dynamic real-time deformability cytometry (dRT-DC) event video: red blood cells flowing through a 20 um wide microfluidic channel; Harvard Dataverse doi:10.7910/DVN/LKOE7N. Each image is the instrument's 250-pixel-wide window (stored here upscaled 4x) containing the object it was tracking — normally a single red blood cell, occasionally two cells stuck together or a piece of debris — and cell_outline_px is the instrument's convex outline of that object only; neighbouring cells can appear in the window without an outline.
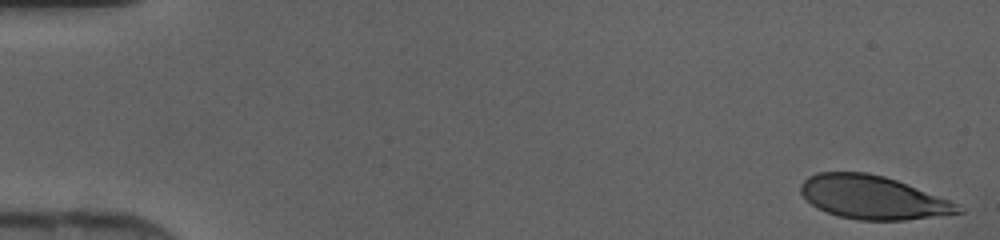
{"species": "human", "species_latin": "Homo sapiens", "temperature_condition": "cold", "stored_images_in_passage": 46, "camera_frame_rate_fps": 3000, "um_per_image_px": 0.085, "donor": {"sex": "female"}, "frame": {"image": 1, "passage_image": 1, "time_ms": 0.0, "image_size_px": [1000, 240], "cell_outline_px": [[964, 212], [904, 220], [860, 220], [840, 216], [816, 208], [800, 192], [800, 184], [808, 176], [816, 172], [868, 172], [884, 176], [896, 180], [960, 204], [964, 208]], "centroid_in_image_um": [74.18, 16.77], "position_along_channel_um": 10.8, "area_um2": 39.59}}
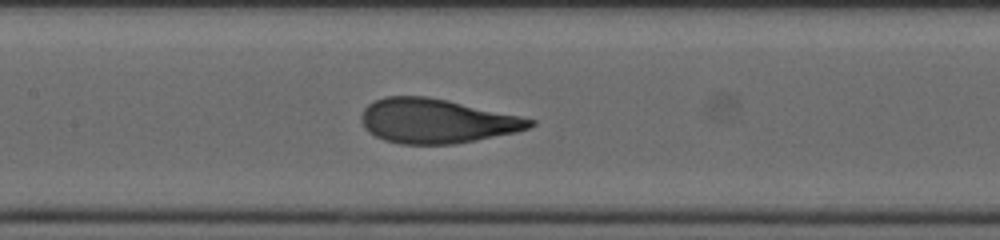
{"frame": {"image": 2, "passage_image": 22, "time_ms": 7.0, "image_size_px": [1000, 240], "cell_outline_px": [[536, 124], [528, 128], [516, 132], [476, 140], [452, 144], [400, 144], [384, 140], [368, 132], [364, 128], [360, 116], [364, 108], [368, 104], [384, 96], [428, 96], [448, 100], [520, 116], [536, 120]], "centroid_in_image_um": [37.08, 10.28], "position_along_channel_um": 170.3, "area_um2": 43.64}}
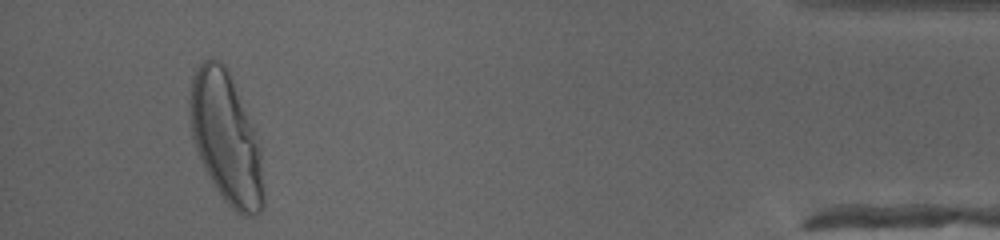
{"frame": {"image": 3, "passage_image": 43, "time_ms": 14.0, "image_size_px": [1000, 240], "cell_outline_px": [[264, 204], [260, 212], [252, 216], [244, 216], [236, 212], [224, 200], [208, 176], [200, 160], [192, 136], [188, 100], [192, 76], [200, 64], [208, 56], [212, 56], [220, 60], [224, 64], [228, 72], [252, 124], [260, 148], [264, 188]], "centroid_in_image_um": [19.2, 11.74], "position_along_channel_um": 416.0, "area_um2": 56.01}}